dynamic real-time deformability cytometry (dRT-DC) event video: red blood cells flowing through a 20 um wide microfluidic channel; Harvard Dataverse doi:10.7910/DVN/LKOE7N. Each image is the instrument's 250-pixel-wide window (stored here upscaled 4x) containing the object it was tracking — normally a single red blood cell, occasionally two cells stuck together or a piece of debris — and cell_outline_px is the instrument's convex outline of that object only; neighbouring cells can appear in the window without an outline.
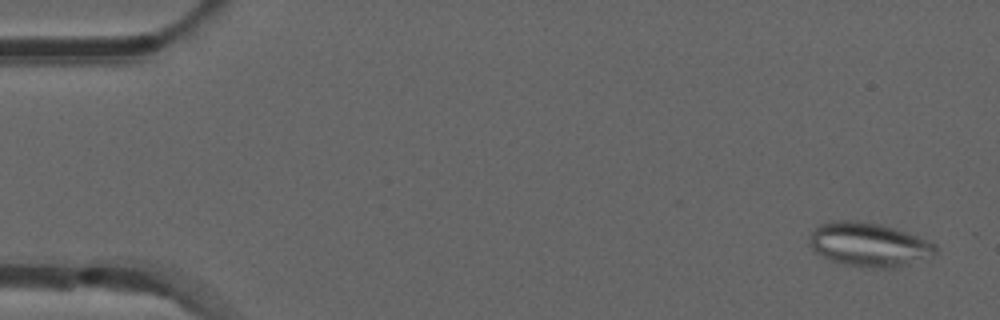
{"species": "common noctule bat (a hibernating species)", "species_latin": "Nyctalus noctula", "temperature_condition": "room temperature", "stored_images_in_passage": 52, "camera_frame_rate_fps": 3000, "um_per_image_px": 0.085, "animal": {"sex": "male", "forearm_length_mm": 52.5}, "frame": {"image": 1, "passage_image": 2, "time_ms": 0.333, "image_size_px": [1000, 320], "cell_outline_px": [[936, 252], [932, 256], [908, 264], [892, 268], [872, 268], [844, 264], [832, 260], [816, 252], [808, 244], [808, 236], [816, 224], [832, 220], [856, 220], [880, 224], [932, 240], [936, 244]], "centroid_in_image_um": [73.83, 20.76], "position_along_channel_um": 11.2, "area_um2": 32.6}}
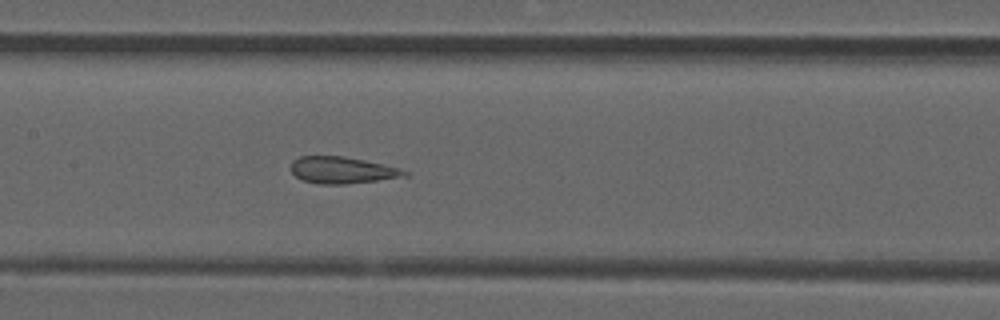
{"frame": {"image": 2, "passage_image": 25, "time_ms": 8.0, "image_size_px": [1000, 320], "cell_outline_px": [[408, 176], [344, 184], [320, 184], [304, 180], [296, 176], [292, 172], [292, 160], [300, 156], [344, 156], [384, 164], [400, 168], [408, 172]], "centroid_in_image_um": [29.09, 14.45], "position_along_channel_um": 178.3, "area_um2": 17.51}}
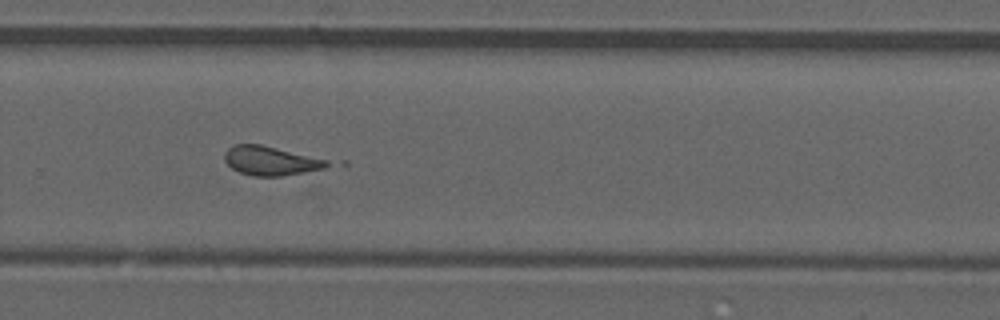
{"frame": {"image": 3, "passage_image": 35, "time_ms": 11.333, "image_size_px": [1000, 320], "cell_outline_px": [[332, 164], [324, 168], [304, 172], [280, 176], [252, 176], [240, 172], [232, 168], [224, 160], [224, 152], [228, 148], [236, 144], [260, 144], [328, 160]], "centroid_in_image_um": [22.98, 13.66], "position_along_channel_um": 306.8, "area_um2": 17.22}, "authors_computed_cell_mechanics": {"area_um2": 18.6116, "velocity_mm_per_s": 3.886, "shape_relaxation_time_tau1_ms": null, "shape_relaxation_time_tau2_ms": 1.3967, "deformation_change_tau1": null, "deformation_change_tau2": 0.1191}}